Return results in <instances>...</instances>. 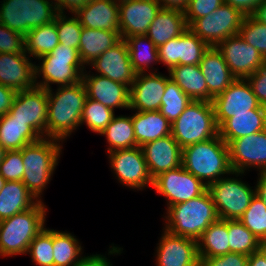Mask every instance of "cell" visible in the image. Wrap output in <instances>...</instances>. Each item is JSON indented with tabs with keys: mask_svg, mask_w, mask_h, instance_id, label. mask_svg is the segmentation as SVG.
Wrapping results in <instances>:
<instances>
[{
	"mask_svg": "<svg viewBox=\"0 0 266 266\" xmlns=\"http://www.w3.org/2000/svg\"><path fill=\"white\" fill-rule=\"evenodd\" d=\"M170 78L192 101L212 102L205 77L199 65H176L169 71Z\"/></svg>",
	"mask_w": 266,
	"mask_h": 266,
	"instance_id": "cell-30",
	"label": "cell"
},
{
	"mask_svg": "<svg viewBox=\"0 0 266 266\" xmlns=\"http://www.w3.org/2000/svg\"><path fill=\"white\" fill-rule=\"evenodd\" d=\"M161 8L178 9L184 11L189 0H156Z\"/></svg>",
	"mask_w": 266,
	"mask_h": 266,
	"instance_id": "cell-56",
	"label": "cell"
},
{
	"mask_svg": "<svg viewBox=\"0 0 266 266\" xmlns=\"http://www.w3.org/2000/svg\"><path fill=\"white\" fill-rule=\"evenodd\" d=\"M121 39L146 35L161 6L156 0H118Z\"/></svg>",
	"mask_w": 266,
	"mask_h": 266,
	"instance_id": "cell-18",
	"label": "cell"
},
{
	"mask_svg": "<svg viewBox=\"0 0 266 266\" xmlns=\"http://www.w3.org/2000/svg\"><path fill=\"white\" fill-rule=\"evenodd\" d=\"M244 17L238 9L223 3L210 14L196 19L189 29L209 47H215L226 38L238 35Z\"/></svg>",
	"mask_w": 266,
	"mask_h": 266,
	"instance_id": "cell-10",
	"label": "cell"
},
{
	"mask_svg": "<svg viewBox=\"0 0 266 266\" xmlns=\"http://www.w3.org/2000/svg\"><path fill=\"white\" fill-rule=\"evenodd\" d=\"M64 13L56 15V28L59 43L79 49L82 26L76 16L68 18Z\"/></svg>",
	"mask_w": 266,
	"mask_h": 266,
	"instance_id": "cell-45",
	"label": "cell"
},
{
	"mask_svg": "<svg viewBox=\"0 0 266 266\" xmlns=\"http://www.w3.org/2000/svg\"><path fill=\"white\" fill-rule=\"evenodd\" d=\"M17 91L0 84V116L8 113L12 107Z\"/></svg>",
	"mask_w": 266,
	"mask_h": 266,
	"instance_id": "cell-52",
	"label": "cell"
},
{
	"mask_svg": "<svg viewBox=\"0 0 266 266\" xmlns=\"http://www.w3.org/2000/svg\"><path fill=\"white\" fill-rule=\"evenodd\" d=\"M246 79L259 104L266 107V63Z\"/></svg>",
	"mask_w": 266,
	"mask_h": 266,
	"instance_id": "cell-50",
	"label": "cell"
},
{
	"mask_svg": "<svg viewBox=\"0 0 266 266\" xmlns=\"http://www.w3.org/2000/svg\"><path fill=\"white\" fill-rule=\"evenodd\" d=\"M228 239L230 252L248 256L261 246V241L239 220H228Z\"/></svg>",
	"mask_w": 266,
	"mask_h": 266,
	"instance_id": "cell-39",
	"label": "cell"
},
{
	"mask_svg": "<svg viewBox=\"0 0 266 266\" xmlns=\"http://www.w3.org/2000/svg\"><path fill=\"white\" fill-rule=\"evenodd\" d=\"M114 115L112 109L87 97L83 108L81 125L86 123L91 131L100 134L111 122Z\"/></svg>",
	"mask_w": 266,
	"mask_h": 266,
	"instance_id": "cell-42",
	"label": "cell"
},
{
	"mask_svg": "<svg viewBox=\"0 0 266 266\" xmlns=\"http://www.w3.org/2000/svg\"><path fill=\"white\" fill-rule=\"evenodd\" d=\"M85 73L82 74V81L88 98L102 103L113 111L114 108L129 109L130 88L127 85L102 75L90 76Z\"/></svg>",
	"mask_w": 266,
	"mask_h": 266,
	"instance_id": "cell-24",
	"label": "cell"
},
{
	"mask_svg": "<svg viewBox=\"0 0 266 266\" xmlns=\"http://www.w3.org/2000/svg\"><path fill=\"white\" fill-rule=\"evenodd\" d=\"M209 46L191 29L187 28L179 37L157 47L159 63L168 67L176 65H199Z\"/></svg>",
	"mask_w": 266,
	"mask_h": 266,
	"instance_id": "cell-17",
	"label": "cell"
},
{
	"mask_svg": "<svg viewBox=\"0 0 266 266\" xmlns=\"http://www.w3.org/2000/svg\"><path fill=\"white\" fill-rule=\"evenodd\" d=\"M62 147L59 140L43 137L21 149L24 164L22 183L37 200L51 180Z\"/></svg>",
	"mask_w": 266,
	"mask_h": 266,
	"instance_id": "cell-4",
	"label": "cell"
},
{
	"mask_svg": "<svg viewBox=\"0 0 266 266\" xmlns=\"http://www.w3.org/2000/svg\"><path fill=\"white\" fill-rule=\"evenodd\" d=\"M199 67L205 77L208 93L213 98L225 91L236 80L216 47L208 48L202 56Z\"/></svg>",
	"mask_w": 266,
	"mask_h": 266,
	"instance_id": "cell-26",
	"label": "cell"
},
{
	"mask_svg": "<svg viewBox=\"0 0 266 266\" xmlns=\"http://www.w3.org/2000/svg\"><path fill=\"white\" fill-rule=\"evenodd\" d=\"M120 40L119 32L82 27L78 49L80 60L83 65H89Z\"/></svg>",
	"mask_w": 266,
	"mask_h": 266,
	"instance_id": "cell-32",
	"label": "cell"
},
{
	"mask_svg": "<svg viewBox=\"0 0 266 266\" xmlns=\"http://www.w3.org/2000/svg\"><path fill=\"white\" fill-rule=\"evenodd\" d=\"M157 246V266H201L197 241L164 229Z\"/></svg>",
	"mask_w": 266,
	"mask_h": 266,
	"instance_id": "cell-19",
	"label": "cell"
},
{
	"mask_svg": "<svg viewBox=\"0 0 266 266\" xmlns=\"http://www.w3.org/2000/svg\"><path fill=\"white\" fill-rule=\"evenodd\" d=\"M53 1V0H52ZM56 1V2H55ZM89 0H54V5L58 13H64L65 10H70L74 14L79 8L84 6Z\"/></svg>",
	"mask_w": 266,
	"mask_h": 266,
	"instance_id": "cell-53",
	"label": "cell"
},
{
	"mask_svg": "<svg viewBox=\"0 0 266 266\" xmlns=\"http://www.w3.org/2000/svg\"><path fill=\"white\" fill-rule=\"evenodd\" d=\"M188 27L184 12L178 9L160 8L146 36L158 47L179 37Z\"/></svg>",
	"mask_w": 266,
	"mask_h": 266,
	"instance_id": "cell-27",
	"label": "cell"
},
{
	"mask_svg": "<svg viewBox=\"0 0 266 266\" xmlns=\"http://www.w3.org/2000/svg\"><path fill=\"white\" fill-rule=\"evenodd\" d=\"M40 200L34 197L22 181H6L0 191V221L29 210Z\"/></svg>",
	"mask_w": 266,
	"mask_h": 266,
	"instance_id": "cell-31",
	"label": "cell"
},
{
	"mask_svg": "<svg viewBox=\"0 0 266 266\" xmlns=\"http://www.w3.org/2000/svg\"><path fill=\"white\" fill-rule=\"evenodd\" d=\"M137 146L171 135V122L159 110L137 111L132 115Z\"/></svg>",
	"mask_w": 266,
	"mask_h": 266,
	"instance_id": "cell-29",
	"label": "cell"
},
{
	"mask_svg": "<svg viewBox=\"0 0 266 266\" xmlns=\"http://www.w3.org/2000/svg\"><path fill=\"white\" fill-rule=\"evenodd\" d=\"M224 3V0H189L183 11L188 27L198 18L206 16Z\"/></svg>",
	"mask_w": 266,
	"mask_h": 266,
	"instance_id": "cell-48",
	"label": "cell"
},
{
	"mask_svg": "<svg viewBox=\"0 0 266 266\" xmlns=\"http://www.w3.org/2000/svg\"><path fill=\"white\" fill-rule=\"evenodd\" d=\"M29 60L26 52L0 53V84L15 91L34 88L36 86L35 63Z\"/></svg>",
	"mask_w": 266,
	"mask_h": 266,
	"instance_id": "cell-22",
	"label": "cell"
},
{
	"mask_svg": "<svg viewBox=\"0 0 266 266\" xmlns=\"http://www.w3.org/2000/svg\"><path fill=\"white\" fill-rule=\"evenodd\" d=\"M215 121L219 128L234 114L251 113L261 105L247 79H236L225 91L212 100Z\"/></svg>",
	"mask_w": 266,
	"mask_h": 266,
	"instance_id": "cell-15",
	"label": "cell"
},
{
	"mask_svg": "<svg viewBox=\"0 0 266 266\" xmlns=\"http://www.w3.org/2000/svg\"><path fill=\"white\" fill-rule=\"evenodd\" d=\"M0 174L6 181H22L24 164L20 150H7L0 162Z\"/></svg>",
	"mask_w": 266,
	"mask_h": 266,
	"instance_id": "cell-46",
	"label": "cell"
},
{
	"mask_svg": "<svg viewBox=\"0 0 266 266\" xmlns=\"http://www.w3.org/2000/svg\"><path fill=\"white\" fill-rule=\"evenodd\" d=\"M238 34L245 42L257 49L266 60V25L252 15L245 16Z\"/></svg>",
	"mask_w": 266,
	"mask_h": 266,
	"instance_id": "cell-44",
	"label": "cell"
},
{
	"mask_svg": "<svg viewBox=\"0 0 266 266\" xmlns=\"http://www.w3.org/2000/svg\"><path fill=\"white\" fill-rule=\"evenodd\" d=\"M124 40L127 44L130 61L136 74L146 73L145 70L147 68L149 70V65L153 62L159 63L157 46L146 35H134Z\"/></svg>",
	"mask_w": 266,
	"mask_h": 266,
	"instance_id": "cell-37",
	"label": "cell"
},
{
	"mask_svg": "<svg viewBox=\"0 0 266 266\" xmlns=\"http://www.w3.org/2000/svg\"><path fill=\"white\" fill-rule=\"evenodd\" d=\"M50 0H3L0 23L24 36L34 28L50 23L58 14Z\"/></svg>",
	"mask_w": 266,
	"mask_h": 266,
	"instance_id": "cell-8",
	"label": "cell"
},
{
	"mask_svg": "<svg viewBox=\"0 0 266 266\" xmlns=\"http://www.w3.org/2000/svg\"><path fill=\"white\" fill-rule=\"evenodd\" d=\"M264 0H224L225 4L238 9L244 16H251Z\"/></svg>",
	"mask_w": 266,
	"mask_h": 266,
	"instance_id": "cell-51",
	"label": "cell"
},
{
	"mask_svg": "<svg viewBox=\"0 0 266 266\" xmlns=\"http://www.w3.org/2000/svg\"><path fill=\"white\" fill-rule=\"evenodd\" d=\"M109 154L111 168L124 186L132 189H143L153 186L141 147L114 150Z\"/></svg>",
	"mask_w": 266,
	"mask_h": 266,
	"instance_id": "cell-13",
	"label": "cell"
},
{
	"mask_svg": "<svg viewBox=\"0 0 266 266\" xmlns=\"http://www.w3.org/2000/svg\"><path fill=\"white\" fill-rule=\"evenodd\" d=\"M260 23L266 25V0H264L256 9L255 13L252 15Z\"/></svg>",
	"mask_w": 266,
	"mask_h": 266,
	"instance_id": "cell-58",
	"label": "cell"
},
{
	"mask_svg": "<svg viewBox=\"0 0 266 266\" xmlns=\"http://www.w3.org/2000/svg\"><path fill=\"white\" fill-rule=\"evenodd\" d=\"M239 221L251 231L260 241L266 242V207L255 194L251 203Z\"/></svg>",
	"mask_w": 266,
	"mask_h": 266,
	"instance_id": "cell-41",
	"label": "cell"
},
{
	"mask_svg": "<svg viewBox=\"0 0 266 266\" xmlns=\"http://www.w3.org/2000/svg\"><path fill=\"white\" fill-rule=\"evenodd\" d=\"M191 102L192 100L170 78L166 83L159 111L172 124Z\"/></svg>",
	"mask_w": 266,
	"mask_h": 266,
	"instance_id": "cell-40",
	"label": "cell"
},
{
	"mask_svg": "<svg viewBox=\"0 0 266 266\" xmlns=\"http://www.w3.org/2000/svg\"><path fill=\"white\" fill-rule=\"evenodd\" d=\"M5 182H6V180L0 174V191L3 188Z\"/></svg>",
	"mask_w": 266,
	"mask_h": 266,
	"instance_id": "cell-60",
	"label": "cell"
},
{
	"mask_svg": "<svg viewBox=\"0 0 266 266\" xmlns=\"http://www.w3.org/2000/svg\"><path fill=\"white\" fill-rule=\"evenodd\" d=\"M170 79L157 72L136 74L130 87L129 110L157 111L160 110L161 100L166 83Z\"/></svg>",
	"mask_w": 266,
	"mask_h": 266,
	"instance_id": "cell-20",
	"label": "cell"
},
{
	"mask_svg": "<svg viewBox=\"0 0 266 266\" xmlns=\"http://www.w3.org/2000/svg\"><path fill=\"white\" fill-rule=\"evenodd\" d=\"M258 175L260 176L255 186L256 195L264 202L266 207V172H260Z\"/></svg>",
	"mask_w": 266,
	"mask_h": 266,
	"instance_id": "cell-57",
	"label": "cell"
},
{
	"mask_svg": "<svg viewBox=\"0 0 266 266\" xmlns=\"http://www.w3.org/2000/svg\"><path fill=\"white\" fill-rule=\"evenodd\" d=\"M58 44L56 16L52 22L31 29L25 35V52L36 59L50 54Z\"/></svg>",
	"mask_w": 266,
	"mask_h": 266,
	"instance_id": "cell-35",
	"label": "cell"
},
{
	"mask_svg": "<svg viewBox=\"0 0 266 266\" xmlns=\"http://www.w3.org/2000/svg\"><path fill=\"white\" fill-rule=\"evenodd\" d=\"M75 266H112L108 259L100 254H93L90 256H82Z\"/></svg>",
	"mask_w": 266,
	"mask_h": 266,
	"instance_id": "cell-54",
	"label": "cell"
},
{
	"mask_svg": "<svg viewBox=\"0 0 266 266\" xmlns=\"http://www.w3.org/2000/svg\"><path fill=\"white\" fill-rule=\"evenodd\" d=\"M141 149L152 179L182 165V148L172 135L146 143Z\"/></svg>",
	"mask_w": 266,
	"mask_h": 266,
	"instance_id": "cell-23",
	"label": "cell"
},
{
	"mask_svg": "<svg viewBox=\"0 0 266 266\" xmlns=\"http://www.w3.org/2000/svg\"><path fill=\"white\" fill-rule=\"evenodd\" d=\"M247 266H266V242H262L260 249L248 257Z\"/></svg>",
	"mask_w": 266,
	"mask_h": 266,
	"instance_id": "cell-55",
	"label": "cell"
},
{
	"mask_svg": "<svg viewBox=\"0 0 266 266\" xmlns=\"http://www.w3.org/2000/svg\"><path fill=\"white\" fill-rule=\"evenodd\" d=\"M248 255L230 252L218 257H199L201 266H247Z\"/></svg>",
	"mask_w": 266,
	"mask_h": 266,
	"instance_id": "cell-49",
	"label": "cell"
},
{
	"mask_svg": "<svg viewBox=\"0 0 266 266\" xmlns=\"http://www.w3.org/2000/svg\"><path fill=\"white\" fill-rule=\"evenodd\" d=\"M54 266H75L81 258L82 247L74 235L53 230Z\"/></svg>",
	"mask_w": 266,
	"mask_h": 266,
	"instance_id": "cell-38",
	"label": "cell"
},
{
	"mask_svg": "<svg viewBox=\"0 0 266 266\" xmlns=\"http://www.w3.org/2000/svg\"><path fill=\"white\" fill-rule=\"evenodd\" d=\"M91 66L100 73L99 75L127 85L129 88L136 77L124 39L102 53Z\"/></svg>",
	"mask_w": 266,
	"mask_h": 266,
	"instance_id": "cell-21",
	"label": "cell"
},
{
	"mask_svg": "<svg viewBox=\"0 0 266 266\" xmlns=\"http://www.w3.org/2000/svg\"><path fill=\"white\" fill-rule=\"evenodd\" d=\"M100 134L105 135L107 139L108 153L114 150L137 147L132 116L130 115H114L111 122Z\"/></svg>",
	"mask_w": 266,
	"mask_h": 266,
	"instance_id": "cell-36",
	"label": "cell"
},
{
	"mask_svg": "<svg viewBox=\"0 0 266 266\" xmlns=\"http://www.w3.org/2000/svg\"><path fill=\"white\" fill-rule=\"evenodd\" d=\"M46 210L40 200L29 210L0 221V256L27 254L31 241L45 228Z\"/></svg>",
	"mask_w": 266,
	"mask_h": 266,
	"instance_id": "cell-5",
	"label": "cell"
},
{
	"mask_svg": "<svg viewBox=\"0 0 266 266\" xmlns=\"http://www.w3.org/2000/svg\"><path fill=\"white\" fill-rule=\"evenodd\" d=\"M153 188L165 196L168 207L200 196L207 190L204 182L181 166L165 171L153 179Z\"/></svg>",
	"mask_w": 266,
	"mask_h": 266,
	"instance_id": "cell-11",
	"label": "cell"
},
{
	"mask_svg": "<svg viewBox=\"0 0 266 266\" xmlns=\"http://www.w3.org/2000/svg\"><path fill=\"white\" fill-rule=\"evenodd\" d=\"M215 47L236 79H246L266 63L258 50L245 42L239 34L226 38Z\"/></svg>",
	"mask_w": 266,
	"mask_h": 266,
	"instance_id": "cell-16",
	"label": "cell"
},
{
	"mask_svg": "<svg viewBox=\"0 0 266 266\" xmlns=\"http://www.w3.org/2000/svg\"><path fill=\"white\" fill-rule=\"evenodd\" d=\"M53 229L43 228L31 241L27 254L39 266H54Z\"/></svg>",
	"mask_w": 266,
	"mask_h": 266,
	"instance_id": "cell-43",
	"label": "cell"
},
{
	"mask_svg": "<svg viewBox=\"0 0 266 266\" xmlns=\"http://www.w3.org/2000/svg\"><path fill=\"white\" fill-rule=\"evenodd\" d=\"M182 167L206 186L225 174H235L230 165L228 145L219 134L210 140L182 148Z\"/></svg>",
	"mask_w": 266,
	"mask_h": 266,
	"instance_id": "cell-2",
	"label": "cell"
},
{
	"mask_svg": "<svg viewBox=\"0 0 266 266\" xmlns=\"http://www.w3.org/2000/svg\"><path fill=\"white\" fill-rule=\"evenodd\" d=\"M6 151L7 150L0 144V162L4 159Z\"/></svg>",
	"mask_w": 266,
	"mask_h": 266,
	"instance_id": "cell-59",
	"label": "cell"
},
{
	"mask_svg": "<svg viewBox=\"0 0 266 266\" xmlns=\"http://www.w3.org/2000/svg\"><path fill=\"white\" fill-rule=\"evenodd\" d=\"M40 138L26 122L15 120L8 113L0 116V144L6 150H20Z\"/></svg>",
	"mask_w": 266,
	"mask_h": 266,
	"instance_id": "cell-33",
	"label": "cell"
},
{
	"mask_svg": "<svg viewBox=\"0 0 266 266\" xmlns=\"http://www.w3.org/2000/svg\"><path fill=\"white\" fill-rule=\"evenodd\" d=\"M38 60H42L39 66H34L35 84L38 87L49 90L51 89L50 83L69 86L82 80L85 66H83L76 48L59 43L50 54L44 55ZM38 76L43 77V80L37 82Z\"/></svg>",
	"mask_w": 266,
	"mask_h": 266,
	"instance_id": "cell-6",
	"label": "cell"
},
{
	"mask_svg": "<svg viewBox=\"0 0 266 266\" xmlns=\"http://www.w3.org/2000/svg\"><path fill=\"white\" fill-rule=\"evenodd\" d=\"M218 134L214 108L208 101H192L171 127V135L181 148L210 140Z\"/></svg>",
	"mask_w": 266,
	"mask_h": 266,
	"instance_id": "cell-7",
	"label": "cell"
},
{
	"mask_svg": "<svg viewBox=\"0 0 266 266\" xmlns=\"http://www.w3.org/2000/svg\"><path fill=\"white\" fill-rule=\"evenodd\" d=\"M228 220L213 222L197 240L199 257H218L230 253Z\"/></svg>",
	"mask_w": 266,
	"mask_h": 266,
	"instance_id": "cell-34",
	"label": "cell"
},
{
	"mask_svg": "<svg viewBox=\"0 0 266 266\" xmlns=\"http://www.w3.org/2000/svg\"><path fill=\"white\" fill-rule=\"evenodd\" d=\"M25 36L0 23V53H24Z\"/></svg>",
	"mask_w": 266,
	"mask_h": 266,
	"instance_id": "cell-47",
	"label": "cell"
},
{
	"mask_svg": "<svg viewBox=\"0 0 266 266\" xmlns=\"http://www.w3.org/2000/svg\"><path fill=\"white\" fill-rule=\"evenodd\" d=\"M74 15L82 27L120 33L118 0H89Z\"/></svg>",
	"mask_w": 266,
	"mask_h": 266,
	"instance_id": "cell-25",
	"label": "cell"
},
{
	"mask_svg": "<svg viewBox=\"0 0 266 266\" xmlns=\"http://www.w3.org/2000/svg\"><path fill=\"white\" fill-rule=\"evenodd\" d=\"M47 137L62 141L81 125L87 91L83 81L47 90Z\"/></svg>",
	"mask_w": 266,
	"mask_h": 266,
	"instance_id": "cell-1",
	"label": "cell"
},
{
	"mask_svg": "<svg viewBox=\"0 0 266 266\" xmlns=\"http://www.w3.org/2000/svg\"><path fill=\"white\" fill-rule=\"evenodd\" d=\"M227 145L230 165L236 177L251 167L266 172V129L229 141Z\"/></svg>",
	"mask_w": 266,
	"mask_h": 266,
	"instance_id": "cell-14",
	"label": "cell"
},
{
	"mask_svg": "<svg viewBox=\"0 0 266 266\" xmlns=\"http://www.w3.org/2000/svg\"><path fill=\"white\" fill-rule=\"evenodd\" d=\"M266 129V107L251 109V113L234 114L219 127V136L227 144L234 139Z\"/></svg>",
	"mask_w": 266,
	"mask_h": 266,
	"instance_id": "cell-28",
	"label": "cell"
},
{
	"mask_svg": "<svg viewBox=\"0 0 266 266\" xmlns=\"http://www.w3.org/2000/svg\"><path fill=\"white\" fill-rule=\"evenodd\" d=\"M166 214L165 230L196 241L219 219L208 190L191 200L168 207Z\"/></svg>",
	"mask_w": 266,
	"mask_h": 266,
	"instance_id": "cell-3",
	"label": "cell"
},
{
	"mask_svg": "<svg viewBox=\"0 0 266 266\" xmlns=\"http://www.w3.org/2000/svg\"><path fill=\"white\" fill-rule=\"evenodd\" d=\"M219 219L239 220L249 207L256 189L237 178L223 177L207 186Z\"/></svg>",
	"mask_w": 266,
	"mask_h": 266,
	"instance_id": "cell-9",
	"label": "cell"
},
{
	"mask_svg": "<svg viewBox=\"0 0 266 266\" xmlns=\"http://www.w3.org/2000/svg\"><path fill=\"white\" fill-rule=\"evenodd\" d=\"M8 114L15 120L26 122L41 138L47 137V90L35 86L29 90L17 91Z\"/></svg>",
	"mask_w": 266,
	"mask_h": 266,
	"instance_id": "cell-12",
	"label": "cell"
}]
</instances>
